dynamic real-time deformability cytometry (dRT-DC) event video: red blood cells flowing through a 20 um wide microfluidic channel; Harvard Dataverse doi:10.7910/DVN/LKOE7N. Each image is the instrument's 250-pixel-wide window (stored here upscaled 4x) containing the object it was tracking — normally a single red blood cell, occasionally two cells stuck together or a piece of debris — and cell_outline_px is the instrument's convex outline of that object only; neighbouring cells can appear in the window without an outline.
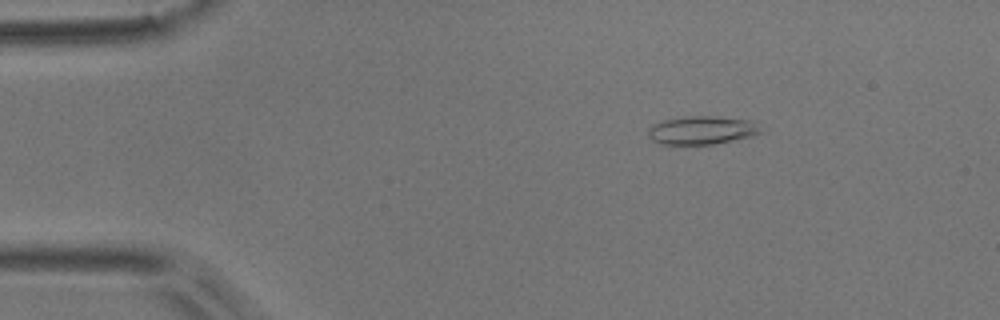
{"species": "common noctule bat (a hibernating species)", "species_latin": "Nyctalus noctula", "temperature_condition": "room temperature", "stored_images_in_passage": 4, "camera_frame_rate_fps": 3000, "um_per_image_px": 0.085, "animal": {"sex": "male", "body_mass_g": 17.9}, "frame": {"image": 1, "passage_image": 2, "time_ms": 0.333, "image_size_px": [1000, 320], "cell_outline_px": [[760, 132], [752, 136], [712, 144], [660, 144], [652, 140], [648, 136], [648, 128], [652, 124], [664, 120], [688, 116], [716, 116], [752, 120]], "centroid_in_image_um": [59.59, 11.06], "position_along_channel_um": 25.4, "area_um2": 18.38}}